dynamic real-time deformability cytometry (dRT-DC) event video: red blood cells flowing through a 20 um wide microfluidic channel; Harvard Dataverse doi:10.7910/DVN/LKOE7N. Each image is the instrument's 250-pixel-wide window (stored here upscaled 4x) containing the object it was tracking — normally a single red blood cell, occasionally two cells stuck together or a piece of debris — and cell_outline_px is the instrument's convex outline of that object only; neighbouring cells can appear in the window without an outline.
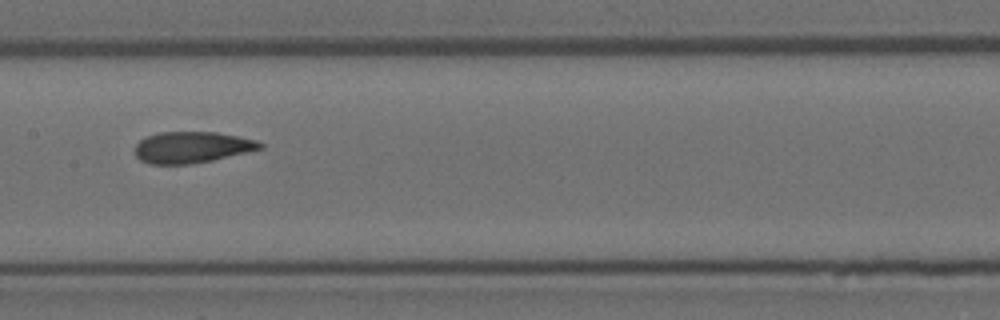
{"species": "Egyptian fruit bat (a non-hibernating species)", "species_latin": "Rousettus aegyptiacus", "temperature_condition": "room temperature", "stored_images_in_passage": 14, "camera_frame_rate_fps": 3000, "um_per_image_px": 0.085, "animal": {"sex": "female"}, "frame": {"image": 1, "passage_image": 7, "time_ms": 2.0, "image_size_px": [1000, 320], "cell_outline_px": [[264, 148], [212, 160], [188, 164], [148, 164], [140, 160], [136, 156], [136, 144], [144, 136], [156, 132], [216, 132], [256, 140], [264, 144]], "centroid_in_image_um": [16.28, 12.51], "position_along_channel_um": 191.1, "area_um2": 22.83}}
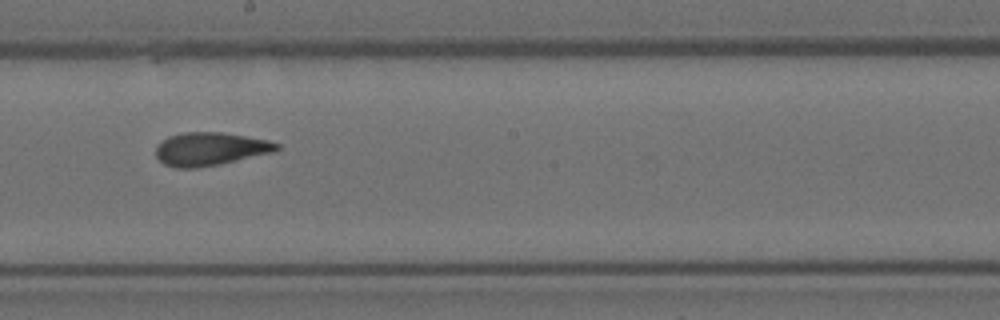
{"frame": {"image": 2, "passage_image": 8, "time_ms": 2.333, "image_size_px": [1000, 320], "cell_outline_px": [[280, 148], [276, 152], [220, 164], [196, 168], [176, 168], [164, 164], [156, 156], [156, 144], [168, 136], [184, 132], [220, 132], [268, 140], [280, 144]], "centroid_in_image_um": [17.87, 12.66], "position_along_channel_um": 230.3, "area_um2": 23.52}}
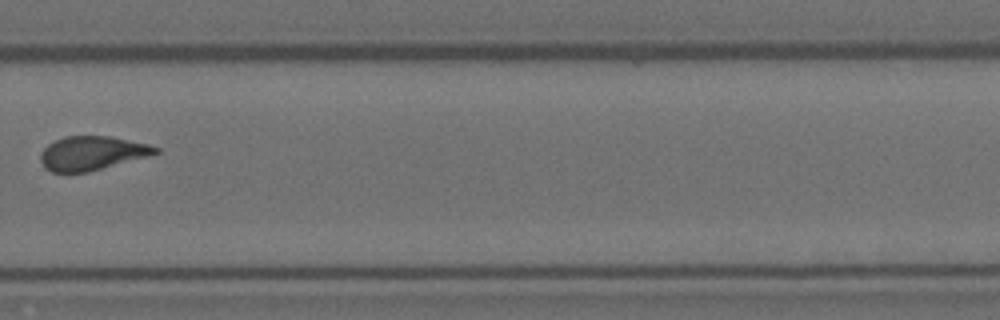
{"frame": {"image": 3, "passage_image": 10, "time_ms": 3.0, "image_size_px": [1000, 320], "cell_outline_px": [[160, 152], [152, 156], [88, 172], [52, 172], [44, 168], [40, 160], [40, 152], [48, 144], [64, 136], [108, 136], [148, 144], [160, 148]], "centroid_in_image_um": [7.84, 13.03], "position_along_channel_um": 322.0, "area_um2": 22.95}}